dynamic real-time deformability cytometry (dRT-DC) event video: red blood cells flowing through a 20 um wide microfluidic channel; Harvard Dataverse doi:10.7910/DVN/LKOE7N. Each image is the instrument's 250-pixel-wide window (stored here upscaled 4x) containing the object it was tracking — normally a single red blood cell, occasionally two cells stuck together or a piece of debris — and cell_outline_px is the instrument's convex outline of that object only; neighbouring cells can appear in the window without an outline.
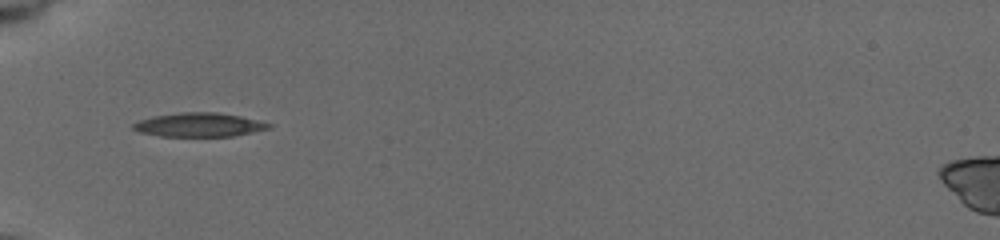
{"species": "common noctule bat (a hibernating species)", "species_latin": "Nyctalus noctula", "temperature_condition": "cold", "stored_images_in_passage": 36, "camera_frame_rate_fps": 3000, "um_per_image_px": 0.085, "animal": {"sex": "female", "body_mass_g": 19.5, "forearm_length_mm": 54.1}, "frame": {"image": 1, "passage_image": 1, "time_ms": 0.0, "image_size_px": [1000, 240], "cell_outline_px": [[272, 128], [232, 136], [160, 136], [140, 132], [132, 128], [132, 124], [140, 120], [152, 116], [180, 112], [216, 112], [240, 116], [272, 124]], "centroid_in_image_um": [16.91, 10.6], "position_along_channel_um": 68.1, "area_um2": 18.79}}
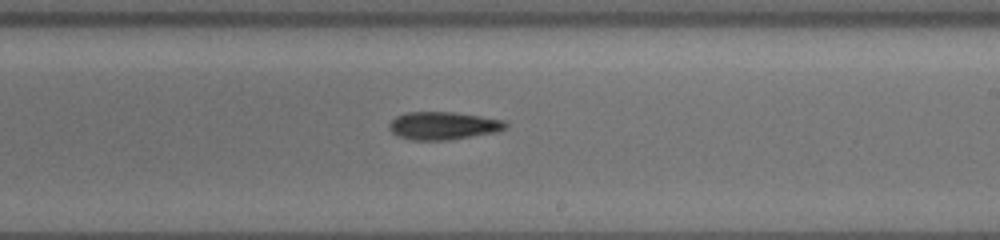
{"frame": {"image": 2, "passage_image": 16, "time_ms": 5.0, "image_size_px": [1000, 240], "cell_outline_px": [[508, 124], [504, 128], [496, 132], [448, 140], [412, 140], [396, 136], [388, 128], [388, 124], [396, 116], [408, 112], [452, 112], [480, 116], [504, 120]], "centroid_in_image_um": [37.63, 10.69], "position_along_channel_um": 251.4, "area_um2": 18.84}}
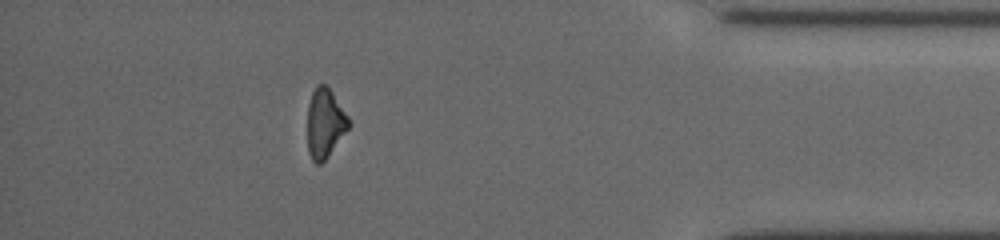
{"frame": {"image": 3, "passage_image": 31, "time_ms": 10.0, "image_size_px": [1000, 240], "cell_outline_px": [[352, 124], [324, 160], [320, 164], [316, 164], [312, 160], [308, 152], [308, 104], [312, 92], [316, 84], [324, 84], [332, 92], [348, 116]], "centroid_in_image_um": [27.62, 10.46], "position_along_channel_um": 407.6, "area_um2": 16.53}, "authors_computed_cell_mechanics": {"area_um2": 18.2359, "velocity_mm_per_s": 3.7676, "shape_relaxation_time_tau1_ms": 2.4936, "shape_relaxation_time_tau2_ms": null, "deformation_change_tau1": 0.1094, "deformation_change_tau2": null}}